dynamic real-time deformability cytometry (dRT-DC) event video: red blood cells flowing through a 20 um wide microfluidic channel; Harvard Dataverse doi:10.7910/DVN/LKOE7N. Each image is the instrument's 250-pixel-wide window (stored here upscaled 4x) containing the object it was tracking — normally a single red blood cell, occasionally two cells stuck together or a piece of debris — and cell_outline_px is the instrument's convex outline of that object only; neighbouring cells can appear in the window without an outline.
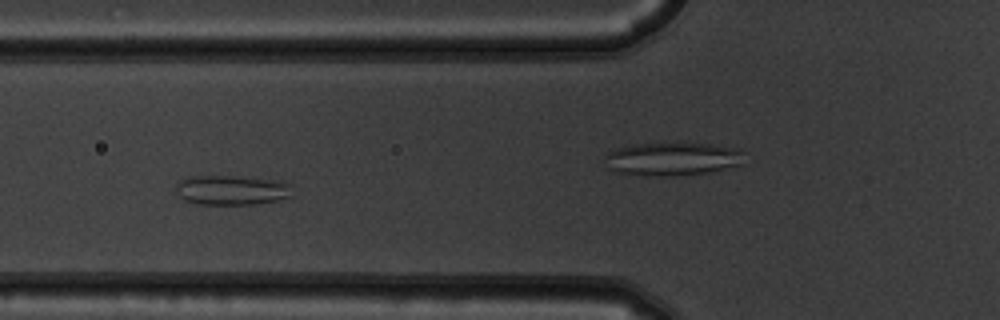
{"species": "common noctule bat (a hibernating species)", "species_latin": "Nyctalus noctula", "temperature_condition": "warm", "stored_images_in_passage": 8, "camera_frame_rate_fps": 3000, "um_per_image_px": 0.085, "animal": {"sex": "male", "body_mass_g": 19.5, "forearm_length_mm": 54.6}, "frame": {"image": 1, "passage_image": 5, "time_ms": 1.333, "image_size_px": [1000, 320], "cell_outline_px": [[292, 196], [276, 200], [252, 204], [200, 204], [184, 200], [180, 196], [176, 188], [176, 180], [188, 176], [236, 176], [276, 180], [292, 184]], "centroid_in_image_um": [19.68, 16.14], "position_along_channel_um": 106.1, "area_um2": 20.23}}